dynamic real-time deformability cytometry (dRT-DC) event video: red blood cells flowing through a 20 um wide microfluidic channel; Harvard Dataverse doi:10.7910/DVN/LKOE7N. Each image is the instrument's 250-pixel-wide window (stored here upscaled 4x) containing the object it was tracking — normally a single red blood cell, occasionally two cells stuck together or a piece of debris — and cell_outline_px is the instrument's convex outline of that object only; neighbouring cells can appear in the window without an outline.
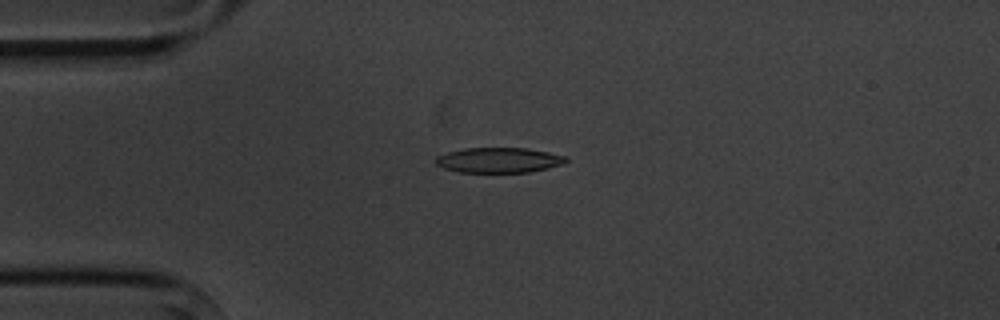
{"species": "common noctule bat (a hibernating species)", "species_latin": "Nyctalus noctula", "temperature_condition": "cold", "stored_images_in_passage": 4, "camera_frame_rate_fps": 3000, "um_per_image_px": 0.085, "animal": {"sex": "male", "body_mass_g": 20.1, "forearm_length_mm": 53.5}, "frame": {"image": 1, "passage_image": 4, "time_ms": 3.333, "image_size_px": [1000, 320], "cell_outline_px": [[568, 160], [564, 164], [548, 168], [528, 172], [460, 172], [444, 168], [436, 164], [436, 156], [448, 152], [464, 148], [528, 148], [568, 156]], "centroid_in_image_um": [42.44, 13.6], "position_along_channel_um": 42.6, "area_um2": 19.13}}